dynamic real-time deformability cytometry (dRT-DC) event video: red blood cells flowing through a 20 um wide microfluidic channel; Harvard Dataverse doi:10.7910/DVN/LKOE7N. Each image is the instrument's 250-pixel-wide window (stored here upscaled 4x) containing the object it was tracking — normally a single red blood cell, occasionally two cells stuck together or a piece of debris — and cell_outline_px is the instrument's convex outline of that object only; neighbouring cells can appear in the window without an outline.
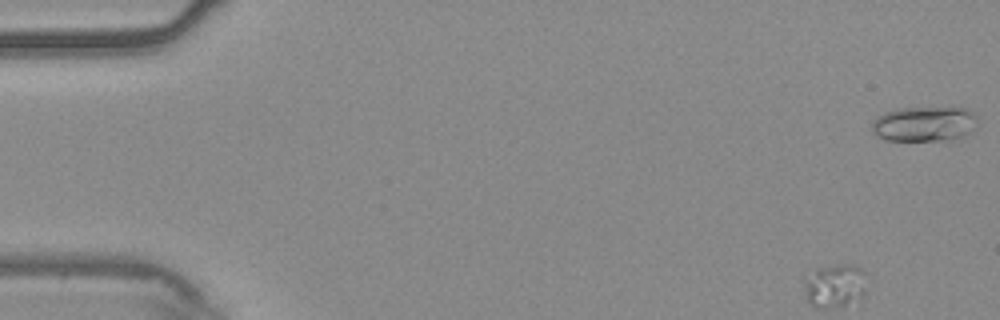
{"species": "common noctule bat (a hibernating species)", "species_latin": "Nyctalus noctula", "temperature_condition": "warm", "stored_images_in_passage": 54, "segment_of_instrument_passage": [1, 2], "camera_frame_rate_fps": 3000, "um_per_image_px": 0.085, "animal": {"sex": "male", "body_mass_g": 20.4}, "frame": {"image": 1, "passage_image": 1, "time_ms": 0.0, "image_size_px": [1000, 320], "cell_outline_px": [[976, 128], [972, 132], [964, 136], [952, 140], [884, 140], [876, 136], [872, 132], [872, 120], [876, 116], [884, 112], [896, 108], [968, 108], [976, 116]], "centroid_in_image_um": [78.55, 10.54], "position_along_channel_um": 6.5, "area_um2": 21.91}}